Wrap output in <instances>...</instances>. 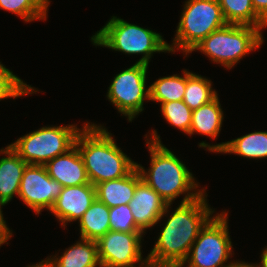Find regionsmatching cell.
<instances>
[{
  "instance_id": "1",
  "label": "cell",
  "mask_w": 267,
  "mask_h": 267,
  "mask_svg": "<svg viewBox=\"0 0 267 267\" xmlns=\"http://www.w3.org/2000/svg\"><path fill=\"white\" fill-rule=\"evenodd\" d=\"M205 191L195 200L180 203L163 226L157 242L147 255L153 267H180L201 229L213 217Z\"/></svg>"
},
{
  "instance_id": "2",
  "label": "cell",
  "mask_w": 267,
  "mask_h": 267,
  "mask_svg": "<svg viewBox=\"0 0 267 267\" xmlns=\"http://www.w3.org/2000/svg\"><path fill=\"white\" fill-rule=\"evenodd\" d=\"M157 134V131L153 130L150 139L145 135L151 164L146 171L141 164L136 163L141 179L155 190L167 204H172L182 194L185 196L181 203L195 200L206 189L196 190L199 186L193 174L171 150L161 143L160 135Z\"/></svg>"
},
{
  "instance_id": "3",
  "label": "cell",
  "mask_w": 267,
  "mask_h": 267,
  "mask_svg": "<svg viewBox=\"0 0 267 267\" xmlns=\"http://www.w3.org/2000/svg\"><path fill=\"white\" fill-rule=\"evenodd\" d=\"M112 134L104 126L85 123L78 133L75 146L78 148L91 184L118 179L128 175L134 162L114 142Z\"/></svg>"
},
{
  "instance_id": "4",
  "label": "cell",
  "mask_w": 267,
  "mask_h": 267,
  "mask_svg": "<svg viewBox=\"0 0 267 267\" xmlns=\"http://www.w3.org/2000/svg\"><path fill=\"white\" fill-rule=\"evenodd\" d=\"M93 45L107 47L125 54H143L137 63L149 65L153 53L168 52V43L160 33L128 23L112 16L98 32L91 37Z\"/></svg>"
},
{
  "instance_id": "5",
  "label": "cell",
  "mask_w": 267,
  "mask_h": 267,
  "mask_svg": "<svg viewBox=\"0 0 267 267\" xmlns=\"http://www.w3.org/2000/svg\"><path fill=\"white\" fill-rule=\"evenodd\" d=\"M263 42L260 28L226 24L204 38L190 53L199 50L212 62L231 69L242 57L259 49Z\"/></svg>"
},
{
  "instance_id": "6",
  "label": "cell",
  "mask_w": 267,
  "mask_h": 267,
  "mask_svg": "<svg viewBox=\"0 0 267 267\" xmlns=\"http://www.w3.org/2000/svg\"><path fill=\"white\" fill-rule=\"evenodd\" d=\"M172 45L171 53L181 49L187 56L192 49L213 31L227 23L218 0L185 1Z\"/></svg>"
},
{
  "instance_id": "7",
  "label": "cell",
  "mask_w": 267,
  "mask_h": 267,
  "mask_svg": "<svg viewBox=\"0 0 267 267\" xmlns=\"http://www.w3.org/2000/svg\"><path fill=\"white\" fill-rule=\"evenodd\" d=\"M77 125L45 126L30 132L10 144L11 148L29 165H45L75 146Z\"/></svg>"
},
{
  "instance_id": "8",
  "label": "cell",
  "mask_w": 267,
  "mask_h": 267,
  "mask_svg": "<svg viewBox=\"0 0 267 267\" xmlns=\"http://www.w3.org/2000/svg\"><path fill=\"white\" fill-rule=\"evenodd\" d=\"M228 213L214 215L201 229L191 246L187 259L180 267H230L237 261H230L232 242L228 229Z\"/></svg>"
},
{
  "instance_id": "9",
  "label": "cell",
  "mask_w": 267,
  "mask_h": 267,
  "mask_svg": "<svg viewBox=\"0 0 267 267\" xmlns=\"http://www.w3.org/2000/svg\"><path fill=\"white\" fill-rule=\"evenodd\" d=\"M148 65L135 63L116 74L108 87L107 99L115 105L118 112L132 121L144 110V100L150 101L149 87L146 88Z\"/></svg>"
},
{
  "instance_id": "10",
  "label": "cell",
  "mask_w": 267,
  "mask_h": 267,
  "mask_svg": "<svg viewBox=\"0 0 267 267\" xmlns=\"http://www.w3.org/2000/svg\"><path fill=\"white\" fill-rule=\"evenodd\" d=\"M143 232L108 231L97 243L101 267H148L147 258L142 256Z\"/></svg>"
},
{
  "instance_id": "11",
  "label": "cell",
  "mask_w": 267,
  "mask_h": 267,
  "mask_svg": "<svg viewBox=\"0 0 267 267\" xmlns=\"http://www.w3.org/2000/svg\"><path fill=\"white\" fill-rule=\"evenodd\" d=\"M62 189L63 186L48 175L44 165L28 164L23 172L18 197L39 215L43 209L50 211Z\"/></svg>"
},
{
  "instance_id": "12",
  "label": "cell",
  "mask_w": 267,
  "mask_h": 267,
  "mask_svg": "<svg viewBox=\"0 0 267 267\" xmlns=\"http://www.w3.org/2000/svg\"><path fill=\"white\" fill-rule=\"evenodd\" d=\"M129 206L136 226L146 233V229L155 226L166 213H169L171 204H167L155 190L141 179L137 183Z\"/></svg>"
},
{
  "instance_id": "13",
  "label": "cell",
  "mask_w": 267,
  "mask_h": 267,
  "mask_svg": "<svg viewBox=\"0 0 267 267\" xmlns=\"http://www.w3.org/2000/svg\"><path fill=\"white\" fill-rule=\"evenodd\" d=\"M96 199V188L93 184L63 187L50 212L65 227L67 222L76 221L89 209Z\"/></svg>"
},
{
  "instance_id": "14",
  "label": "cell",
  "mask_w": 267,
  "mask_h": 267,
  "mask_svg": "<svg viewBox=\"0 0 267 267\" xmlns=\"http://www.w3.org/2000/svg\"><path fill=\"white\" fill-rule=\"evenodd\" d=\"M48 175L63 187L89 184L83 159L76 146L45 165Z\"/></svg>"
},
{
  "instance_id": "15",
  "label": "cell",
  "mask_w": 267,
  "mask_h": 267,
  "mask_svg": "<svg viewBox=\"0 0 267 267\" xmlns=\"http://www.w3.org/2000/svg\"><path fill=\"white\" fill-rule=\"evenodd\" d=\"M199 147L215 153H230L249 159H262L267 157V131H255L214 145L203 141L199 143Z\"/></svg>"
},
{
  "instance_id": "16",
  "label": "cell",
  "mask_w": 267,
  "mask_h": 267,
  "mask_svg": "<svg viewBox=\"0 0 267 267\" xmlns=\"http://www.w3.org/2000/svg\"><path fill=\"white\" fill-rule=\"evenodd\" d=\"M4 154L0 158V204L10 202L15 195H18L20 182L24 169L28 165L10 145L0 150Z\"/></svg>"
},
{
  "instance_id": "17",
  "label": "cell",
  "mask_w": 267,
  "mask_h": 267,
  "mask_svg": "<svg viewBox=\"0 0 267 267\" xmlns=\"http://www.w3.org/2000/svg\"><path fill=\"white\" fill-rule=\"evenodd\" d=\"M141 176L135 167L128 175L118 179L104 181L95 186L96 198L109 208L127 205L133 198Z\"/></svg>"
},
{
  "instance_id": "18",
  "label": "cell",
  "mask_w": 267,
  "mask_h": 267,
  "mask_svg": "<svg viewBox=\"0 0 267 267\" xmlns=\"http://www.w3.org/2000/svg\"><path fill=\"white\" fill-rule=\"evenodd\" d=\"M45 260L50 267H101L96 241L84 238L67 248L61 256L54 255Z\"/></svg>"
},
{
  "instance_id": "19",
  "label": "cell",
  "mask_w": 267,
  "mask_h": 267,
  "mask_svg": "<svg viewBox=\"0 0 267 267\" xmlns=\"http://www.w3.org/2000/svg\"><path fill=\"white\" fill-rule=\"evenodd\" d=\"M223 118V110L217 95L212 101L192 111L191 127L188 135L199 133V135L216 139L221 131Z\"/></svg>"
},
{
  "instance_id": "20",
  "label": "cell",
  "mask_w": 267,
  "mask_h": 267,
  "mask_svg": "<svg viewBox=\"0 0 267 267\" xmlns=\"http://www.w3.org/2000/svg\"><path fill=\"white\" fill-rule=\"evenodd\" d=\"M78 222L79 238L97 241L110 231L109 207L96 198Z\"/></svg>"
},
{
  "instance_id": "21",
  "label": "cell",
  "mask_w": 267,
  "mask_h": 267,
  "mask_svg": "<svg viewBox=\"0 0 267 267\" xmlns=\"http://www.w3.org/2000/svg\"><path fill=\"white\" fill-rule=\"evenodd\" d=\"M227 24L249 25L260 28L267 23L255 12L252 0H218Z\"/></svg>"
},
{
  "instance_id": "22",
  "label": "cell",
  "mask_w": 267,
  "mask_h": 267,
  "mask_svg": "<svg viewBox=\"0 0 267 267\" xmlns=\"http://www.w3.org/2000/svg\"><path fill=\"white\" fill-rule=\"evenodd\" d=\"M187 70H183V77L177 74L158 78L149 86L150 100L160 104L170 101L183 100L186 90Z\"/></svg>"
},
{
  "instance_id": "23",
  "label": "cell",
  "mask_w": 267,
  "mask_h": 267,
  "mask_svg": "<svg viewBox=\"0 0 267 267\" xmlns=\"http://www.w3.org/2000/svg\"><path fill=\"white\" fill-rule=\"evenodd\" d=\"M218 93L212 88V82L206 77L187 71L184 103L193 111L212 101Z\"/></svg>"
},
{
  "instance_id": "24",
  "label": "cell",
  "mask_w": 267,
  "mask_h": 267,
  "mask_svg": "<svg viewBox=\"0 0 267 267\" xmlns=\"http://www.w3.org/2000/svg\"><path fill=\"white\" fill-rule=\"evenodd\" d=\"M50 0H0V8L20 16L25 22L46 20Z\"/></svg>"
},
{
  "instance_id": "25",
  "label": "cell",
  "mask_w": 267,
  "mask_h": 267,
  "mask_svg": "<svg viewBox=\"0 0 267 267\" xmlns=\"http://www.w3.org/2000/svg\"><path fill=\"white\" fill-rule=\"evenodd\" d=\"M39 90L27 85L11 70L0 62V101L6 98H17L23 95L36 93Z\"/></svg>"
},
{
  "instance_id": "26",
  "label": "cell",
  "mask_w": 267,
  "mask_h": 267,
  "mask_svg": "<svg viewBox=\"0 0 267 267\" xmlns=\"http://www.w3.org/2000/svg\"><path fill=\"white\" fill-rule=\"evenodd\" d=\"M161 113L171 126L189 134L192 119V110L180 101H170L161 104Z\"/></svg>"
},
{
  "instance_id": "27",
  "label": "cell",
  "mask_w": 267,
  "mask_h": 267,
  "mask_svg": "<svg viewBox=\"0 0 267 267\" xmlns=\"http://www.w3.org/2000/svg\"><path fill=\"white\" fill-rule=\"evenodd\" d=\"M110 230L121 232H142L135 224L129 204L109 208Z\"/></svg>"
},
{
  "instance_id": "28",
  "label": "cell",
  "mask_w": 267,
  "mask_h": 267,
  "mask_svg": "<svg viewBox=\"0 0 267 267\" xmlns=\"http://www.w3.org/2000/svg\"><path fill=\"white\" fill-rule=\"evenodd\" d=\"M1 206L4 205L0 204V246H2L4 243H7V241L12 237V230H10V228L7 227L8 225H6Z\"/></svg>"
},
{
  "instance_id": "29",
  "label": "cell",
  "mask_w": 267,
  "mask_h": 267,
  "mask_svg": "<svg viewBox=\"0 0 267 267\" xmlns=\"http://www.w3.org/2000/svg\"><path fill=\"white\" fill-rule=\"evenodd\" d=\"M255 12L267 23V0H252Z\"/></svg>"
},
{
  "instance_id": "30",
  "label": "cell",
  "mask_w": 267,
  "mask_h": 267,
  "mask_svg": "<svg viewBox=\"0 0 267 267\" xmlns=\"http://www.w3.org/2000/svg\"><path fill=\"white\" fill-rule=\"evenodd\" d=\"M261 257V263L259 264H253L255 267H267V247L263 249Z\"/></svg>"
},
{
  "instance_id": "31",
  "label": "cell",
  "mask_w": 267,
  "mask_h": 267,
  "mask_svg": "<svg viewBox=\"0 0 267 267\" xmlns=\"http://www.w3.org/2000/svg\"><path fill=\"white\" fill-rule=\"evenodd\" d=\"M230 267H255L253 264H250V263H246V262H239V260L234 264V265H232V266H230Z\"/></svg>"
},
{
  "instance_id": "32",
  "label": "cell",
  "mask_w": 267,
  "mask_h": 267,
  "mask_svg": "<svg viewBox=\"0 0 267 267\" xmlns=\"http://www.w3.org/2000/svg\"><path fill=\"white\" fill-rule=\"evenodd\" d=\"M27 267H50L49 263L44 259L42 261H40L38 264H34V265H29Z\"/></svg>"
}]
</instances>
